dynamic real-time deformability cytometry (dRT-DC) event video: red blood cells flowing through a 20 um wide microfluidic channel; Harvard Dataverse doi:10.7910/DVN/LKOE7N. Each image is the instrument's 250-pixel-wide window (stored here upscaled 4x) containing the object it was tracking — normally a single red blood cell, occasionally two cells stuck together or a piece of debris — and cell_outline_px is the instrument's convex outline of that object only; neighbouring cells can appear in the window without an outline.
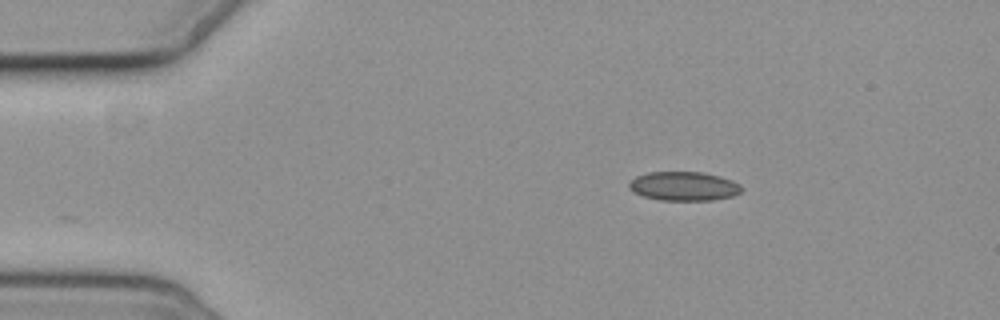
{"species": "common noctule bat (a hibernating species)", "species_latin": "Nyctalus noctula", "temperature_condition": "cold", "stored_images_in_passage": 7, "camera_frame_rate_fps": 3000, "um_per_image_px": 0.085, "animal": {"sex": "female", "body_mass_g": 19.3, "forearm_length_mm": 54.1}, "frame": {"image": 1, "passage_image": 7, "time_ms": 7.0, "image_size_px": [1000, 320], "cell_outline_px": [[744, 188], [740, 192], [732, 196], [712, 200], [660, 200], [644, 196], [632, 192], [628, 188], [628, 184], [636, 176], [648, 172], [704, 172], [720, 176], [732, 180], [740, 184]], "centroid_in_image_um": [58.13, 15.82], "position_along_channel_um": 26.9, "area_um2": 19.13}}